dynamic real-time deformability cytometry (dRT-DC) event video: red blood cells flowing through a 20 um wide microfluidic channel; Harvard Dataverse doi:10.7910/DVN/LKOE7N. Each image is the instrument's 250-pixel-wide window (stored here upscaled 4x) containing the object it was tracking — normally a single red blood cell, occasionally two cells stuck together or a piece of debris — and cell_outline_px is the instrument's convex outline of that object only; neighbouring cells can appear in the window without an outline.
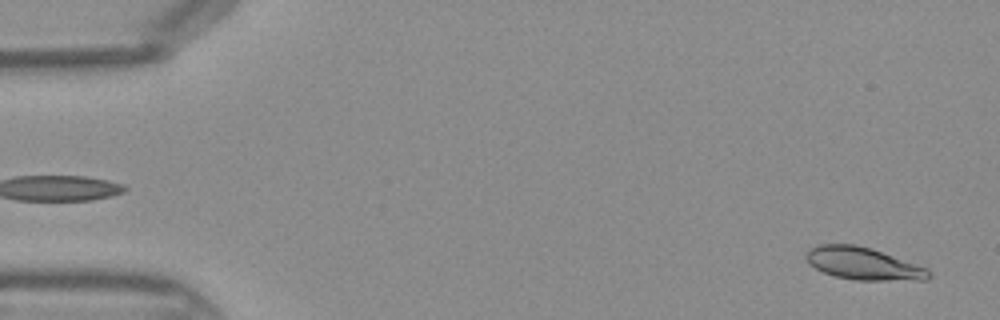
{"species": "Egyptian fruit bat (a non-hibernating species)", "species_latin": "Rousettus aegyptiacus", "temperature_condition": "warm", "stored_images_in_passage": 43, "camera_frame_rate_fps": 3000, "um_per_image_px": 0.085, "frame": {"image": 1, "passage_image": 1, "time_ms": 0.0, "image_size_px": [1000, 320], "cell_outline_px": [[932, 276], [928, 280], [856, 280], [836, 276], [824, 272], [808, 264], [804, 256], [808, 248], [816, 244], [856, 244], [872, 248], [928, 268], [932, 272]], "centroid_in_image_um": [73.38, 22.39], "position_along_channel_um": 11.6, "area_um2": 23.47}}
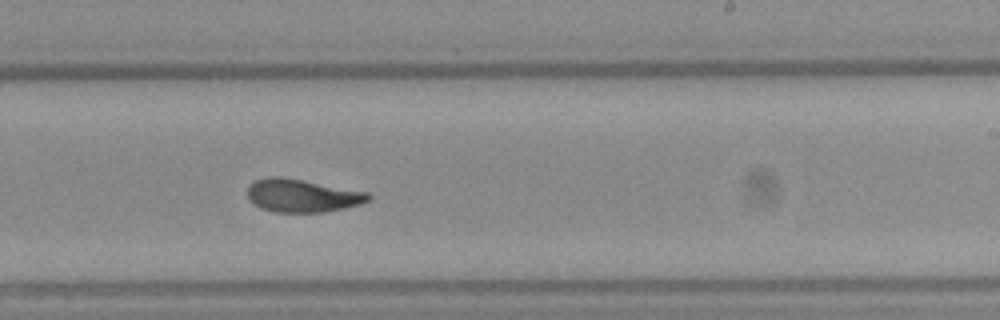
{"frame": {"image": 2, "passage_image": 26, "time_ms": 8.333, "image_size_px": [1000, 320], "cell_outline_px": [[372, 200], [360, 204], [344, 208], [324, 212], [272, 212], [260, 208], [252, 204], [248, 200], [248, 184], [256, 180], [268, 176], [280, 176], [368, 192], [372, 196]], "centroid_in_image_um": [25.66, 16.63], "position_along_channel_um": 263.3, "area_um2": 23.47}}
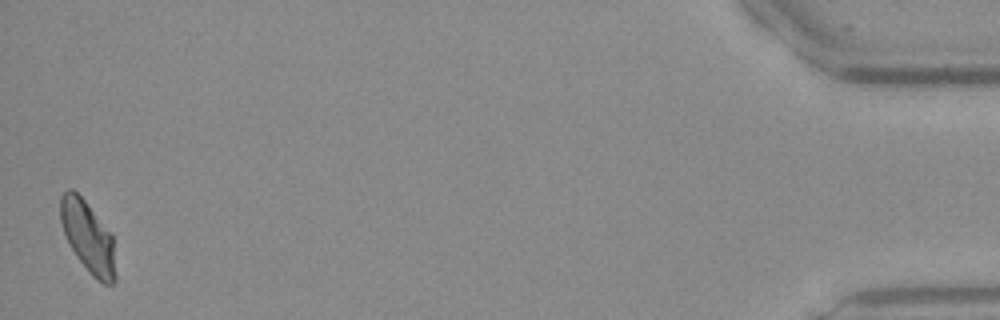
{"frame": {"image": 3, "passage_image": 43, "time_ms": 14.0, "image_size_px": [1000, 320], "cell_outline_px": [[116, 280], [112, 284], [104, 284], [96, 280], [92, 276], [76, 256], [64, 232], [60, 220], [60, 196], [68, 188], [72, 188], [84, 200], [112, 232], [116, 276]], "centroid_in_image_um": [7.5, 20.14], "position_along_channel_um": 427.7, "area_um2": 22.95}}